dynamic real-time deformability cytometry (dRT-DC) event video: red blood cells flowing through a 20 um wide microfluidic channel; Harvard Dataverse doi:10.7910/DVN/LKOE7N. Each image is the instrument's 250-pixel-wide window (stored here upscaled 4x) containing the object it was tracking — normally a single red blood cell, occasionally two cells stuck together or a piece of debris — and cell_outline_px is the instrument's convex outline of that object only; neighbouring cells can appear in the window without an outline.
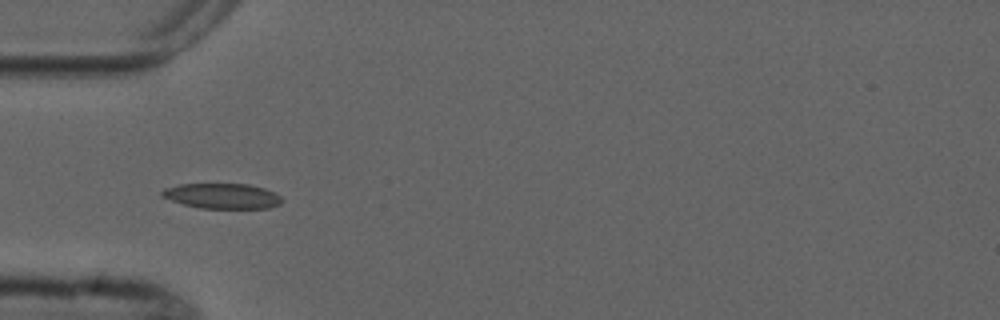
{"species": "common noctule bat (a hibernating species)", "species_latin": "Nyctalus noctula", "temperature_condition": "cold", "stored_images_in_passage": 8, "camera_frame_rate_fps": 3000, "um_per_image_px": 0.085, "animal": {"sex": "male", "forearm_length_mm": 52.5}, "frame": {"image": 1, "passage_image": 5, "time_ms": 4.667, "image_size_px": [1000, 320], "cell_outline_px": [[284, 200], [280, 204], [268, 208], [200, 208], [184, 204], [160, 196], [160, 192], [164, 188], [180, 184], [248, 184], [264, 188], [280, 196]], "centroid_in_image_um": [18.88, 16.66], "position_along_channel_um": 66.1, "area_um2": 17.57}}
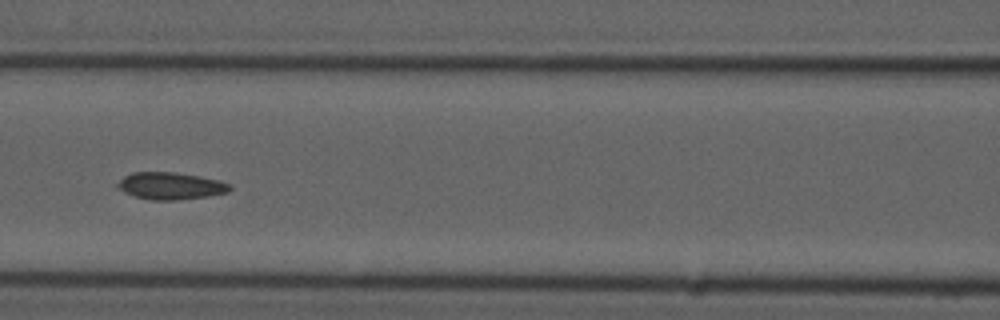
{"frame": {"image": 2, "passage_image": 7, "time_ms": 7.0, "image_size_px": [1000, 320], "cell_outline_px": [[232, 188], [228, 192], [208, 196], [176, 200], [152, 200], [136, 196], [124, 192], [116, 188], [116, 184], [124, 176], [132, 172], [172, 172], [200, 176], [220, 180], [232, 184]], "centroid_in_image_um": [14.52, 15.79], "position_along_channel_um": 152.1, "area_um2": 17.8}}
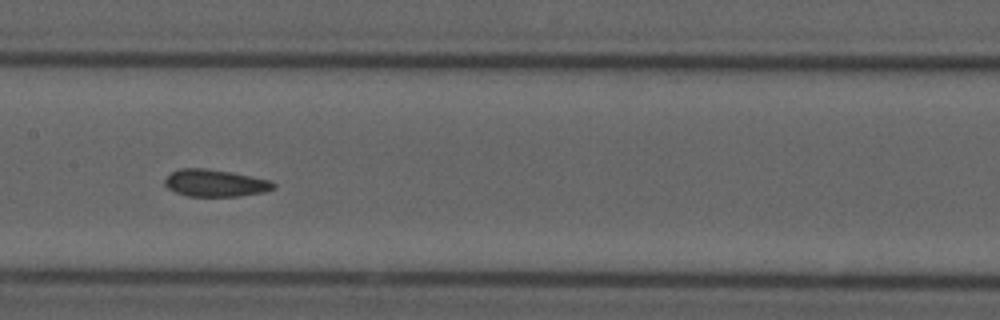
{"frame": {"image": 3, "passage_image": 8, "time_ms": 8.0, "image_size_px": [1000, 320], "cell_outline_px": [[276, 188], [264, 192], [240, 196], [188, 196], [176, 192], [168, 188], [164, 184], [164, 180], [172, 172], [180, 168], [204, 168], [228, 172], [268, 180], [276, 184]], "centroid_in_image_um": [18.28, 15.57], "position_along_channel_um": 189.1, "area_um2": 16.94}}